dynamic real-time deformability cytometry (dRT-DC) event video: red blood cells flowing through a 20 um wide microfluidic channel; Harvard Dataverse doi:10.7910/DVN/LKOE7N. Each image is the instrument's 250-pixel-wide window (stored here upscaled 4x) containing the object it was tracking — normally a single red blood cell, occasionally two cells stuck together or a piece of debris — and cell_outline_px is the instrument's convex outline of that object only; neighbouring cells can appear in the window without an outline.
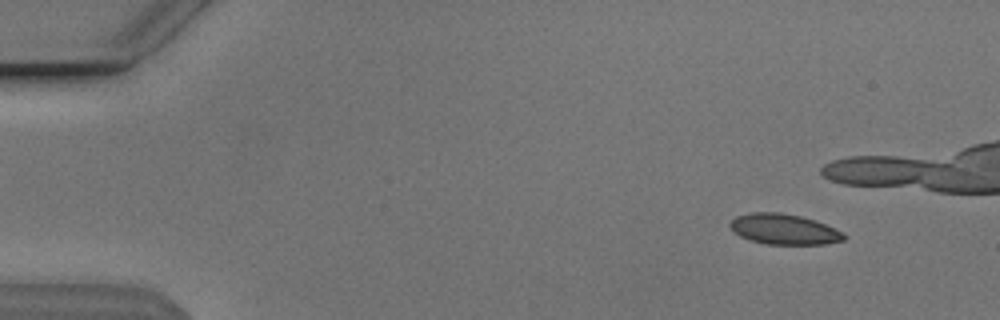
{"species": "Egyptian fruit bat (a non-hibernating species)", "species_latin": "Rousettus aegyptiacus", "temperature_condition": "cold", "stored_images_in_passage": 16, "camera_frame_rate_fps": 3000, "um_per_image_px": 0.085, "animal": {"sex": "male"}, "frame": {"image": 1, "passage_image": 5, "time_ms": 1.333, "image_size_px": [1000, 320], "cell_outline_px": [[844, 240], [824, 244], [764, 244], [748, 240], [740, 236], [728, 224], [736, 216], [752, 212], [780, 212], [800, 216], [824, 224], [844, 232]], "centroid_in_image_um": [66.61, 19.49], "position_along_channel_um": 18.4, "area_um2": 20.06}}